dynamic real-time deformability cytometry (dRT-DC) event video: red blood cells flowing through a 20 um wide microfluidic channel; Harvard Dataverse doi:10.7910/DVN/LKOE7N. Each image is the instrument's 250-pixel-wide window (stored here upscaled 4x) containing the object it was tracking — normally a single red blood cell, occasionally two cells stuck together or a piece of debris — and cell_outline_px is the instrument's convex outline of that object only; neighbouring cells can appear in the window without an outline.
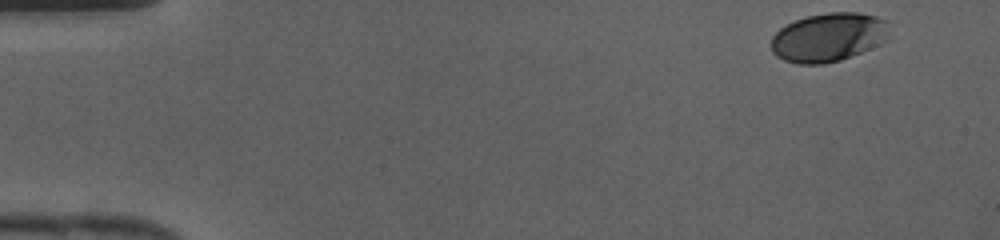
{"species": "human", "species_latin": "Homo sapiens", "temperature_condition": "cold", "stored_images_in_passage": 35, "camera_frame_rate_fps": 3000, "um_per_image_px": 0.085, "donor": {"sex": "female"}, "frame": {"image": 1, "passage_image": 1, "time_ms": 0.0, "image_size_px": [1000, 240], "cell_outline_px": [[888, 40], [880, 44], [840, 60], [824, 64], [796, 64], [784, 60], [776, 56], [772, 52], [772, 36], [780, 28], [796, 20], [808, 16], [828, 12], [856, 12], [876, 16], [884, 20], [888, 32]], "centroid_in_image_um": [70.4, 3.17], "position_along_channel_um": 14.6, "area_um2": 33.41}}
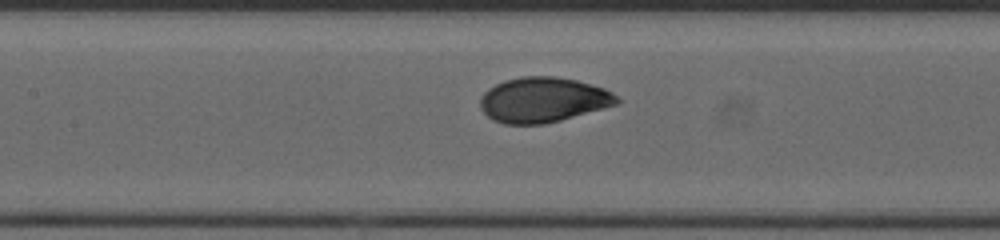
{"frame": {"image": 2, "passage_image": 18, "time_ms": 5.667, "image_size_px": [1000, 240], "cell_outline_px": [[620, 104], [560, 120], [544, 124], [504, 124], [492, 120], [480, 108], [480, 96], [488, 88], [504, 80], [520, 76], [556, 76], [576, 80], [604, 88], [612, 92], [620, 100]], "centroid_in_image_um": [46.15, 8.48], "position_along_channel_um": 161.2, "area_um2": 36.13}}
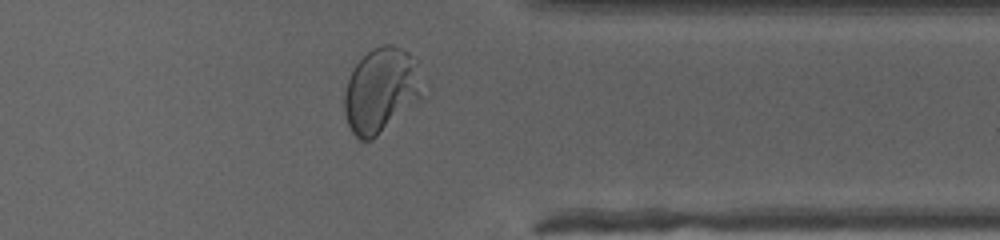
{"frame": {"image": 3, "passage_image": 32, "time_ms": 10.333, "image_size_px": [1000, 240], "cell_outline_px": [[428, 96], [372, 140], [360, 140], [352, 132], [348, 124], [344, 112], [344, 92], [348, 80], [356, 64], [372, 48], [384, 44], [392, 44], [408, 52], [420, 60], [428, 80]], "centroid_in_image_um": [32.56, 7.66], "position_along_channel_um": 378.8, "area_um2": 40.75}}